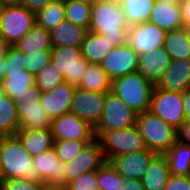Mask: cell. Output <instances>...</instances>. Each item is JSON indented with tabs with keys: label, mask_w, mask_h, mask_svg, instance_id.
<instances>
[{
	"label": "cell",
	"mask_w": 190,
	"mask_h": 190,
	"mask_svg": "<svg viewBox=\"0 0 190 190\" xmlns=\"http://www.w3.org/2000/svg\"><path fill=\"white\" fill-rule=\"evenodd\" d=\"M172 175L188 176L190 172V146L178 141L165 154Z\"/></svg>",
	"instance_id": "obj_31"
},
{
	"label": "cell",
	"mask_w": 190,
	"mask_h": 190,
	"mask_svg": "<svg viewBox=\"0 0 190 190\" xmlns=\"http://www.w3.org/2000/svg\"><path fill=\"white\" fill-rule=\"evenodd\" d=\"M123 182L124 178L118 174L116 168L109 161H106L97 170L99 190H103V187L121 186Z\"/></svg>",
	"instance_id": "obj_37"
},
{
	"label": "cell",
	"mask_w": 190,
	"mask_h": 190,
	"mask_svg": "<svg viewBox=\"0 0 190 190\" xmlns=\"http://www.w3.org/2000/svg\"><path fill=\"white\" fill-rule=\"evenodd\" d=\"M23 0H0L2 6H20Z\"/></svg>",
	"instance_id": "obj_49"
},
{
	"label": "cell",
	"mask_w": 190,
	"mask_h": 190,
	"mask_svg": "<svg viewBox=\"0 0 190 190\" xmlns=\"http://www.w3.org/2000/svg\"><path fill=\"white\" fill-rule=\"evenodd\" d=\"M75 89L76 86L64 82L53 91H45L40 94L41 105L51 120L70 112Z\"/></svg>",
	"instance_id": "obj_20"
},
{
	"label": "cell",
	"mask_w": 190,
	"mask_h": 190,
	"mask_svg": "<svg viewBox=\"0 0 190 190\" xmlns=\"http://www.w3.org/2000/svg\"><path fill=\"white\" fill-rule=\"evenodd\" d=\"M82 80L77 87L99 93H107L111 91L112 80L101 68L100 64H89L84 71Z\"/></svg>",
	"instance_id": "obj_30"
},
{
	"label": "cell",
	"mask_w": 190,
	"mask_h": 190,
	"mask_svg": "<svg viewBox=\"0 0 190 190\" xmlns=\"http://www.w3.org/2000/svg\"><path fill=\"white\" fill-rule=\"evenodd\" d=\"M13 46L24 53L53 48L50 31L45 30L37 23Z\"/></svg>",
	"instance_id": "obj_28"
},
{
	"label": "cell",
	"mask_w": 190,
	"mask_h": 190,
	"mask_svg": "<svg viewBox=\"0 0 190 190\" xmlns=\"http://www.w3.org/2000/svg\"><path fill=\"white\" fill-rule=\"evenodd\" d=\"M157 153L150 150L122 154L114 157L110 162L124 180H142L151 160Z\"/></svg>",
	"instance_id": "obj_16"
},
{
	"label": "cell",
	"mask_w": 190,
	"mask_h": 190,
	"mask_svg": "<svg viewBox=\"0 0 190 190\" xmlns=\"http://www.w3.org/2000/svg\"><path fill=\"white\" fill-rule=\"evenodd\" d=\"M103 1H110V2H115V3H121L123 0H103Z\"/></svg>",
	"instance_id": "obj_54"
},
{
	"label": "cell",
	"mask_w": 190,
	"mask_h": 190,
	"mask_svg": "<svg viewBox=\"0 0 190 190\" xmlns=\"http://www.w3.org/2000/svg\"><path fill=\"white\" fill-rule=\"evenodd\" d=\"M11 45L5 40L0 32V58H5L7 51Z\"/></svg>",
	"instance_id": "obj_48"
},
{
	"label": "cell",
	"mask_w": 190,
	"mask_h": 190,
	"mask_svg": "<svg viewBox=\"0 0 190 190\" xmlns=\"http://www.w3.org/2000/svg\"><path fill=\"white\" fill-rule=\"evenodd\" d=\"M181 1V3H183V2H187L188 0H180Z\"/></svg>",
	"instance_id": "obj_56"
},
{
	"label": "cell",
	"mask_w": 190,
	"mask_h": 190,
	"mask_svg": "<svg viewBox=\"0 0 190 190\" xmlns=\"http://www.w3.org/2000/svg\"><path fill=\"white\" fill-rule=\"evenodd\" d=\"M25 53L11 45L5 56V73L22 72L25 70Z\"/></svg>",
	"instance_id": "obj_41"
},
{
	"label": "cell",
	"mask_w": 190,
	"mask_h": 190,
	"mask_svg": "<svg viewBox=\"0 0 190 190\" xmlns=\"http://www.w3.org/2000/svg\"><path fill=\"white\" fill-rule=\"evenodd\" d=\"M106 161L122 154L148 150L137 126L102 133L98 138Z\"/></svg>",
	"instance_id": "obj_5"
},
{
	"label": "cell",
	"mask_w": 190,
	"mask_h": 190,
	"mask_svg": "<svg viewBox=\"0 0 190 190\" xmlns=\"http://www.w3.org/2000/svg\"><path fill=\"white\" fill-rule=\"evenodd\" d=\"M5 58H0V82L2 81L5 74Z\"/></svg>",
	"instance_id": "obj_50"
},
{
	"label": "cell",
	"mask_w": 190,
	"mask_h": 190,
	"mask_svg": "<svg viewBox=\"0 0 190 190\" xmlns=\"http://www.w3.org/2000/svg\"><path fill=\"white\" fill-rule=\"evenodd\" d=\"M105 95L106 93L87 91L76 87L72 97L70 112L89 122L94 127L102 116Z\"/></svg>",
	"instance_id": "obj_13"
},
{
	"label": "cell",
	"mask_w": 190,
	"mask_h": 190,
	"mask_svg": "<svg viewBox=\"0 0 190 190\" xmlns=\"http://www.w3.org/2000/svg\"><path fill=\"white\" fill-rule=\"evenodd\" d=\"M0 190H49L40 181L25 178L0 179Z\"/></svg>",
	"instance_id": "obj_39"
},
{
	"label": "cell",
	"mask_w": 190,
	"mask_h": 190,
	"mask_svg": "<svg viewBox=\"0 0 190 190\" xmlns=\"http://www.w3.org/2000/svg\"><path fill=\"white\" fill-rule=\"evenodd\" d=\"M40 182L49 190H62L66 186L65 162L56 155L54 147L33 157Z\"/></svg>",
	"instance_id": "obj_10"
},
{
	"label": "cell",
	"mask_w": 190,
	"mask_h": 190,
	"mask_svg": "<svg viewBox=\"0 0 190 190\" xmlns=\"http://www.w3.org/2000/svg\"><path fill=\"white\" fill-rule=\"evenodd\" d=\"M129 24L121 3L95 0L92 3L89 31L103 34L114 46L127 44Z\"/></svg>",
	"instance_id": "obj_1"
},
{
	"label": "cell",
	"mask_w": 190,
	"mask_h": 190,
	"mask_svg": "<svg viewBox=\"0 0 190 190\" xmlns=\"http://www.w3.org/2000/svg\"><path fill=\"white\" fill-rule=\"evenodd\" d=\"M87 29L64 20L50 31L52 47H80Z\"/></svg>",
	"instance_id": "obj_26"
},
{
	"label": "cell",
	"mask_w": 190,
	"mask_h": 190,
	"mask_svg": "<svg viewBox=\"0 0 190 190\" xmlns=\"http://www.w3.org/2000/svg\"><path fill=\"white\" fill-rule=\"evenodd\" d=\"M164 48L171 60L190 59V30L183 27L167 32Z\"/></svg>",
	"instance_id": "obj_29"
},
{
	"label": "cell",
	"mask_w": 190,
	"mask_h": 190,
	"mask_svg": "<svg viewBox=\"0 0 190 190\" xmlns=\"http://www.w3.org/2000/svg\"><path fill=\"white\" fill-rule=\"evenodd\" d=\"M65 2V20L71 23L84 27L87 30L90 26L92 3L79 1H64Z\"/></svg>",
	"instance_id": "obj_34"
},
{
	"label": "cell",
	"mask_w": 190,
	"mask_h": 190,
	"mask_svg": "<svg viewBox=\"0 0 190 190\" xmlns=\"http://www.w3.org/2000/svg\"><path fill=\"white\" fill-rule=\"evenodd\" d=\"M171 175L169 162L165 154H157L150 162L143 178L144 190H164Z\"/></svg>",
	"instance_id": "obj_24"
},
{
	"label": "cell",
	"mask_w": 190,
	"mask_h": 190,
	"mask_svg": "<svg viewBox=\"0 0 190 190\" xmlns=\"http://www.w3.org/2000/svg\"><path fill=\"white\" fill-rule=\"evenodd\" d=\"M155 86L177 93L190 90V59L171 60L168 69Z\"/></svg>",
	"instance_id": "obj_19"
},
{
	"label": "cell",
	"mask_w": 190,
	"mask_h": 190,
	"mask_svg": "<svg viewBox=\"0 0 190 190\" xmlns=\"http://www.w3.org/2000/svg\"><path fill=\"white\" fill-rule=\"evenodd\" d=\"M148 21L166 32L183 28L182 6L181 4L167 5L155 1Z\"/></svg>",
	"instance_id": "obj_22"
},
{
	"label": "cell",
	"mask_w": 190,
	"mask_h": 190,
	"mask_svg": "<svg viewBox=\"0 0 190 190\" xmlns=\"http://www.w3.org/2000/svg\"><path fill=\"white\" fill-rule=\"evenodd\" d=\"M155 85L138 71L112 80L111 92L118 96L136 114L149 111Z\"/></svg>",
	"instance_id": "obj_3"
},
{
	"label": "cell",
	"mask_w": 190,
	"mask_h": 190,
	"mask_svg": "<svg viewBox=\"0 0 190 190\" xmlns=\"http://www.w3.org/2000/svg\"><path fill=\"white\" fill-rule=\"evenodd\" d=\"M184 27L190 30V0L181 3Z\"/></svg>",
	"instance_id": "obj_46"
},
{
	"label": "cell",
	"mask_w": 190,
	"mask_h": 190,
	"mask_svg": "<svg viewBox=\"0 0 190 190\" xmlns=\"http://www.w3.org/2000/svg\"><path fill=\"white\" fill-rule=\"evenodd\" d=\"M51 131L54 141H93L96 139L94 127L71 112L54 118L51 122Z\"/></svg>",
	"instance_id": "obj_11"
},
{
	"label": "cell",
	"mask_w": 190,
	"mask_h": 190,
	"mask_svg": "<svg viewBox=\"0 0 190 190\" xmlns=\"http://www.w3.org/2000/svg\"><path fill=\"white\" fill-rule=\"evenodd\" d=\"M5 94L15 102L28 101L30 97L40 96L41 91L35 85L34 75L27 72L7 71L2 79Z\"/></svg>",
	"instance_id": "obj_18"
},
{
	"label": "cell",
	"mask_w": 190,
	"mask_h": 190,
	"mask_svg": "<svg viewBox=\"0 0 190 190\" xmlns=\"http://www.w3.org/2000/svg\"><path fill=\"white\" fill-rule=\"evenodd\" d=\"M103 190H123L122 185L121 186H112V187H103Z\"/></svg>",
	"instance_id": "obj_52"
},
{
	"label": "cell",
	"mask_w": 190,
	"mask_h": 190,
	"mask_svg": "<svg viewBox=\"0 0 190 190\" xmlns=\"http://www.w3.org/2000/svg\"><path fill=\"white\" fill-rule=\"evenodd\" d=\"M170 62L171 58L165 48L159 47L139 55L137 71L156 85L168 69Z\"/></svg>",
	"instance_id": "obj_21"
},
{
	"label": "cell",
	"mask_w": 190,
	"mask_h": 190,
	"mask_svg": "<svg viewBox=\"0 0 190 190\" xmlns=\"http://www.w3.org/2000/svg\"><path fill=\"white\" fill-rule=\"evenodd\" d=\"M15 136L32 157L54 146L51 129L18 130Z\"/></svg>",
	"instance_id": "obj_25"
},
{
	"label": "cell",
	"mask_w": 190,
	"mask_h": 190,
	"mask_svg": "<svg viewBox=\"0 0 190 190\" xmlns=\"http://www.w3.org/2000/svg\"><path fill=\"white\" fill-rule=\"evenodd\" d=\"M167 32L152 22L146 21L128 28L127 44L138 54L164 47Z\"/></svg>",
	"instance_id": "obj_12"
},
{
	"label": "cell",
	"mask_w": 190,
	"mask_h": 190,
	"mask_svg": "<svg viewBox=\"0 0 190 190\" xmlns=\"http://www.w3.org/2000/svg\"><path fill=\"white\" fill-rule=\"evenodd\" d=\"M164 190H190V179L188 176L170 175Z\"/></svg>",
	"instance_id": "obj_42"
},
{
	"label": "cell",
	"mask_w": 190,
	"mask_h": 190,
	"mask_svg": "<svg viewBox=\"0 0 190 190\" xmlns=\"http://www.w3.org/2000/svg\"><path fill=\"white\" fill-rule=\"evenodd\" d=\"M36 24V14L25 6H4L0 15V32L14 45Z\"/></svg>",
	"instance_id": "obj_8"
},
{
	"label": "cell",
	"mask_w": 190,
	"mask_h": 190,
	"mask_svg": "<svg viewBox=\"0 0 190 190\" xmlns=\"http://www.w3.org/2000/svg\"><path fill=\"white\" fill-rule=\"evenodd\" d=\"M115 46L103 34L87 31L80 48L82 57L91 64H100Z\"/></svg>",
	"instance_id": "obj_23"
},
{
	"label": "cell",
	"mask_w": 190,
	"mask_h": 190,
	"mask_svg": "<svg viewBox=\"0 0 190 190\" xmlns=\"http://www.w3.org/2000/svg\"><path fill=\"white\" fill-rule=\"evenodd\" d=\"M62 190H99L97 171H90L68 183Z\"/></svg>",
	"instance_id": "obj_40"
},
{
	"label": "cell",
	"mask_w": 190,
	"mask_h": 190,
	"mask_svg": "<svg viewBox=\"0 0 190 190\" xmlns=\"http://www.w3.org/2000/svg\"><path fill=\"white\" fill-rule=\"evenodd\" d=\"M64 0H54L36 14V23L47 31L65 20Z\"/></svg>",
	"instance_id": "obj_33"
},
{
	"label": "cell",
	"mask_w": 190,
	"mask_h": 190,
	"mask_svg": "<svg viewBox=\"0 0 190 190\" xmlns=\"http://www.w3.org/2000/svg\"><path fill=\"white\" fill-rule=\"evenodd\" d=\"M19 130L16 102L5 94L0 82V137L15 136Z\"/></svg>",
	"instance_id": "obj_27"
},
{
	"label": "cell",
	"mask_w": 190,
	"mask_h": 190,
	"mask_svg": "<svg viewBox=\"0 0 190 190\" xmlns=\"http://www.w3.org/2000/svg\"><path fill=\"white\" fill-rule=\"evenodd\" d=\"M149 112L178 129L186 121L183 93L167 91L155 86L151 95Z\"/></svg>",
	"instance_id": "obj_7"
},
{
	"label": "cell",
	"mask_w": 190,
	"mask_h": 190,
	"mask_svg": "<svg viewBox=\"0 0 190 190\" xmlns=\"http://www.w3.org/2000/svg\"><path fill=\"white\" fill-rule=\"evenodd\" d=\"M33 157L16 136L0 137V179L25 178L40 181Z\"/></svg>",
	"instance_id": "obj_2"
},
{
	"label": "cell",
	"mask_w": 190,
	"mask_h": 190,
	"mask_svg": "<svg viewBox=\"0 0 190 190\" xmlns=\"http://www.w3.org/2000/svg\"><path fill=\"white\" fill-rule=\"evenodd\" d=\"M136 126L148 150L166 154L177 142V129L149 111L137 114Z\"/></svg>",
	"instance_id": "obj_4"
},
{
	"label": "cell",
	"mask_w": 190,
	"mask_h": 190,
	"mask_svg": "<svg viewBox=\"0 0 190 190\" xmlns=\"http://www.w3.org/2000/svg\"><path fill=\"white\" fill-rule=\"evenodd\" d=\"M158 2H162L167 5H173V4H181L180 0H156Z\"/></svg>",
	"instance_id": "obj_51"
},
{
	"label": "cell",
	"mask_w": 190,
	"mask_h": 190,
	"mask_svg": "<svg viewBox=\"0 0 190 190\" xmlns=\"http://www.w3.org/2000/svg\"><path fill=\"white\" fill-rule=\"evenodd\" d=\"M139 55L128 45L115 46L100 63L111 80L137 71Z\"/></svg>",
	"instance_id": "obj_15"
},
{
	"label": "cell",
	"mask_w": 190,
	"mask_h": 190,
	"mask_svg": "<svg viewBox=\"0 0 190 190\" xmlns=\"http://www.w3.org/2000/svg\"><path fill=\"white\" fill-rule=\"evenodd\" d=\"M52 49H44L25 53V70L36 75L44 66L51 62Z\"/></svg>",
	"instance_id": "obj_38"
},
{
	"label": "cell",
	"mask_w": 190,
	"mask_h": 190,
	"mask_svg": "<svg viewBox=\"0 0 190 190\" xmlns=\"http://www.w3.org/2000/svg\"><path fill=\"white\" fill-rule=\"evenodd\" d=\"M177 141L190 146V121H185L177 129Z\"/></svg>",
	"instance_id": "obj_43"
},
{
	"label": "cell",
	"mask_w": 190,
	"mask_h": 190,
	"mask_svg": "<svg viewBox=\"0 0 190 190\" xmlns=\"http://www.w3.org/2000/svg\"><path fill=\"white\" fill-rule=\"evenodd\" d=\"M155 1L156 0H123L121 7L129 26L148 21Z\"/></svg>",
	"instance_id": "obj_32"
},
{
	"label": "cell",
	"mask_w": 190,
	"mask_h": 190,
	"mask_svg": "<svg viewBox=\"0 0 190 190\" xmlns=\"http://www.w3.org/2000/svg\"><path fill=\"white\" fill-rule=\"evenodd\" d=\"M184 116L186 121H190V90L183 93Z\"/></svg>",
	"instance_id": "obj_47"
},
{
	"label": "cell",
	"mask_w": 190,
	"mask_h": 190,
	"mask_svg": "<svg viewBox=\"0 0 190 190\" xmlns=\"http://www.w3.org/2000/svg\"><path fill=\"white\" fill-rule=\"evenodd\" d=\"M137 114L114 93L105 95L104 110L98 123L94 126L95 137L102 133L122 130L136 125Z\"/></svg>",
	"instance_id": "obj_6"
},
{
	"label": "cell",
	"mask_w": 190,
	"mask_h": 190,
	"mask_svg": "<svg viewBox=\"0 0 190 190\" xmlns=\"http://www.w3.org/2000/svg\"><path fill=\"white\" fill-rule=\"evenodd\" d=\"M91 141L60 140L54 141V149L57 157L65 163L75 159L83 148Z\"/></svg>",
	"instance_id": "obj_36"
},
{
	"label": "cell",
	"mask_w": 190,
	"mask_h": 190,
	"mask_svg": "<svg viewBox=\"0 0 190 190\" xmlns=\"http://www.w3.org/2000/svg\"><path fill=\"white\" fill-rule=\"evenodd\" d=\"M106 162L98 139L89 142L79 155L65 163L66 185L82 174L97 171Z\"/></svg>",
	"instance_id": "obj_14"
},
{
	"label": "cell",
	"mask_w": 190,
	"mask_h": 190,
	"mask_svg": "<svg viewBox=\"0 0 190 190\" xmlns=\"http://www.w3.org/2000/svg\"><path fill=\"white\" fill-rule=\"evenodd\" d=\"M51 61L63 76L65 82L78 86L84 71L90 64L82 57L80 47H53Z\"/></svg>",
	"instance_id": "obj_9"
},
{
	"label": "cell",
	"mask_w": 190,
	"mask_h": 190,
	"mask_svg": "<svg viewBox=\"0 0 190 190\" xmlns=\"http://www.w3.org/2000/svg\"><path fill=\"white\" fill-rule=\"evenodd\" d=\"M52 1L54 0H23L22 5L29 9L31 12L37 14Z\"/></svg>",
	"instance_id": "obj_44"
},
{
	"label": "cell",
	"mask_w": 190,
	"mask_h": 190,
	"mask_svg": "<svg viewBox=\"0 0 190 190\" xmlns=\"http://www.w3.org/2000/svg\"><path fill=\"white\" fill-rule=\"evenodd\" d=\"M19 130L51 129L52 120L41 105L40 96L30 97L28 101L16 102Z\"/></svg>",
	"instance_id": "obj_17"
},
{
	"label": "cell",
	"mask_w": 190,
	"mask_h": 190,
	"mask_svg": "<svg viewBox=\"0 0 190 190\" xmlns=\"http://www.w3.org/2000/svg\"><path fill=\"white\" fill-rule=\"evenodd\" d=\"M34 82L42 93L45 91H53L57 86L64 83L65 80L51 61L34 75Z\"/></svg>",
	"instance_id": "obj_35"
},
{
	"label": "cell",
	"mask_w": 190,
	"mask_h": 190,
	"mask_svg": "<svg viewBox=\"0 0 190 190\" xmlns=\"http://www.w3.org/2000/svg\"><path fill=\"white\" fill-rule=\"evenodd\" d=\"M123 190H144L141 180L126 179L122 183Z\"/></svg>",
	"instance_id": "obj_45"
},
{
	"label": "cell",
	"mask_w": 190,
	"mask_h": 190,
	"mask_svg": "<svg viewBox=\"0 0 190 190\" xmlns=\"http://www.w3.org/2000/svg\"><path fill=\"white\" fill-rule=\"evenodd\" d=\"M64 1H71V0H64ZM72 1H79V2H85V3H93L95 0H72Z\"/></svg>",
	"instance_id": "obj_53"
},
{
	"label": "cell",
	"mask_w": 190,
	"mask_h": 190,
	"mask_svg": "<svg viewBox=\"0 0 190 190\" xmlns=\"http://www.w3.org/2000/svg\"><path fill=\"white\" fill-rule=\"evenodd\" d=\"M2 8H3V6H2V4L0 3V15H1Z\"/></svg>",
	"instance_id": "obj_55"
}]
</instances>
